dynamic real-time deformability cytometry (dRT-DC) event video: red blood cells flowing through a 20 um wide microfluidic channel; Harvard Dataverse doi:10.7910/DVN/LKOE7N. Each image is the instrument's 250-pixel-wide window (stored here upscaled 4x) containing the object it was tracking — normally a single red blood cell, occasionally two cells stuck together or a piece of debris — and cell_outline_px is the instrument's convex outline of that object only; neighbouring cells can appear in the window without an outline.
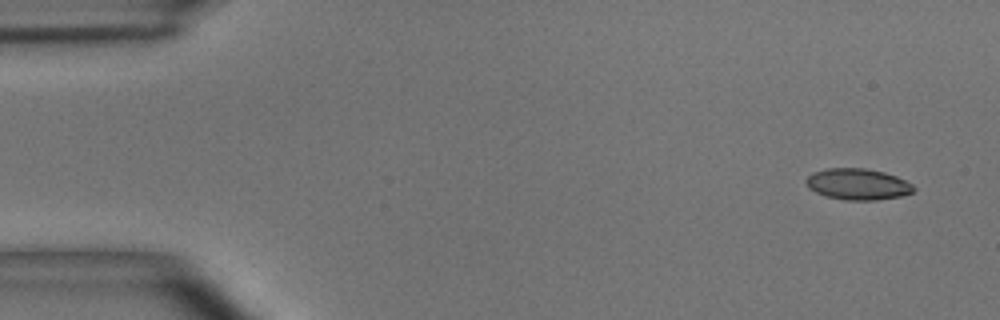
{"species": "common noctule bat (a hibernating species)", "species_latin": "Nyctalus noctula", "temperature_condition": "room temperature", "stored_images_in_passage": 7, "camera_frame_rate_fps": 3000, "um_per_image_px": 0.085, "animal": {"sex": "male", "body_mass_g": 15.6}, "frame": {"image": 1, "passage_image": 1, "time_ms": 0.0, "image_size_px": [1000, 320], "cell_outline_px": [[916, 188], [912, 192], [900, 196], [876, 200], [844, 200], [828, 196], [816, 192], [808, 188], [804, 180], [812, 172], [828, 168], [864, 168], [884, 172], [896, 176], [912, 184]], "centroid_in_image_um": [72.89, 15.65], "position_along_channel_um": 12.1, "area_um2": 19.54}}
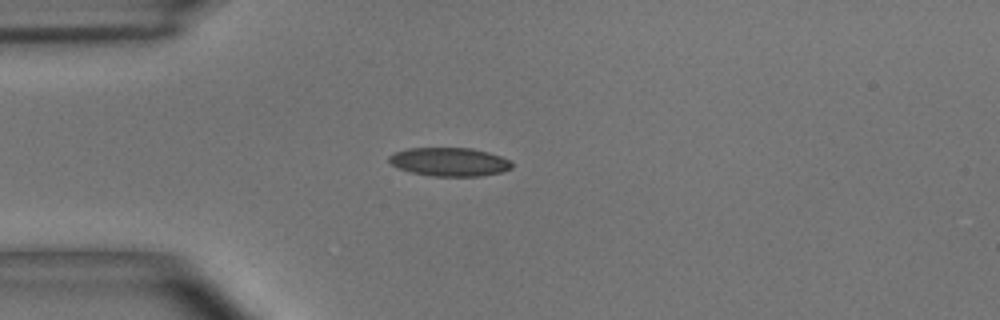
{"frame": {"image": 2, "passage_image": 4, "time_ms": 1.0, "image_size_px": [1000, 320], "cell_outline_px": [[512, 168], [500, 172], [480, 176], [432, 176], [412, 172], [396, 168], [388, 160], [388, 156], [396, 152], [408, 148], [472, 148], [488, 152], [500, 156], [508, 160], [512, 164]], "centroid_in_image_um": [38.18, 13.76], "position_along_channel_um": 46.8, "area_um2": 20.35}}
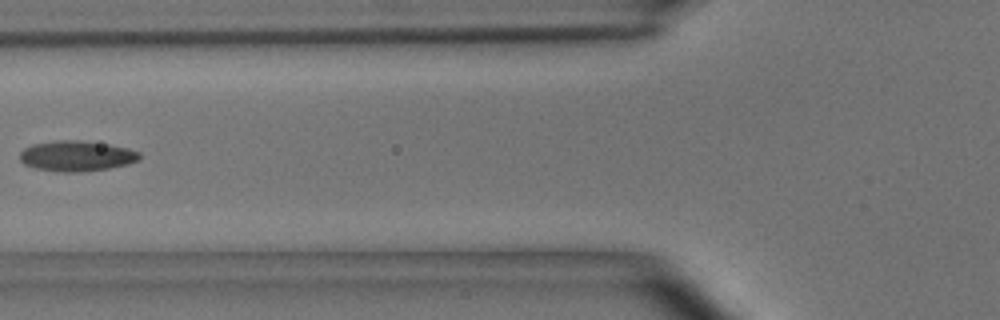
{"frame": {"image": 3, "passage_image": 6, "time_ms": 1.667, "image_size_px": [1000, 320], "cell_outline_px": [[140, 160], [128, 164], [108, 168], [80, 172], [64, 172], [36, 168], [24, 164], [20, 160], [20, 152], [24, 148], [32, 144], [56, 140], [80, 140], [108, 144], [128, 148], [140, 152]], "centroid_in_image_um": [6.52, 13.25], "position_along_channel_um": 119.3, "area_um2": 21.27}}